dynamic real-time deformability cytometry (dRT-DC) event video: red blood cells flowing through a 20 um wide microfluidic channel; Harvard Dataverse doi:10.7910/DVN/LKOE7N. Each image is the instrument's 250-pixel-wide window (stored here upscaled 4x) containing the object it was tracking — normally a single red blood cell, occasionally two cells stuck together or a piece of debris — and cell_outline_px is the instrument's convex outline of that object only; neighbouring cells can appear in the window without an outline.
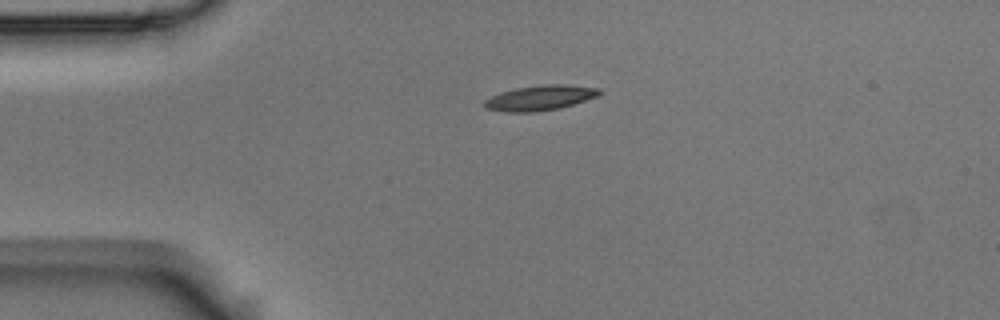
{"species": "Egyptian fruit bat (a non-hibernating species)", "species_latin": "Rousettus aegyptiacus", "temperature_condition": "room temperature", "stored_images_in_passage": 2, "camera_frame_rate_fps": 3000, "um_per_image_px": 0.085, "animal": {"sex": "male"}, "frame": {"image": 1, "passage_image": 1, "time_ms": 0.0, "image_size_px": [1000, 320], "cell_outline_px": [[600, 92], [596, 96], [560, 108], [532, 112], [508, 112], [484, 108], [484, 100], [500, 92], [516, 88], [544, 84], [564, 84], [600, 88]], "centroid_in_image_um": [45.86, 8.31], "position_along_channel_um": 39.1, "area_um2": 16.59}}